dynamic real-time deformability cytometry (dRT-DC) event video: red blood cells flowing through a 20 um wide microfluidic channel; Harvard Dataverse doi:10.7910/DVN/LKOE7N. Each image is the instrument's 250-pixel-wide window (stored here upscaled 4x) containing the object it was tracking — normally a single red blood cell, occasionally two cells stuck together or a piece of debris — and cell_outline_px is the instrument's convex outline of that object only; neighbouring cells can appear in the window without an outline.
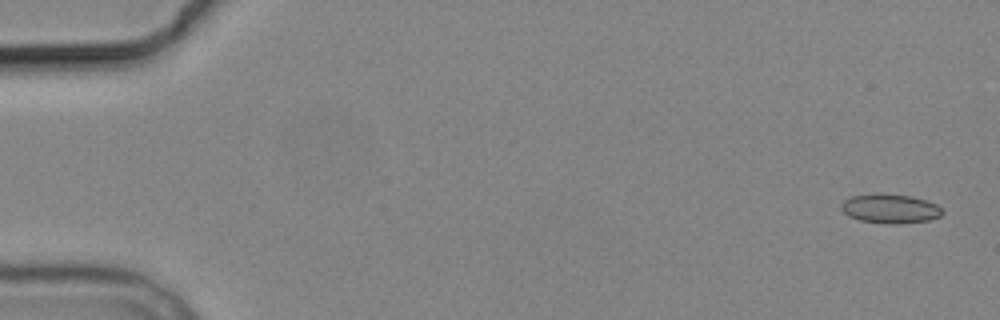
{"species": "common noctule bat (a hibernating species)", "species_latin": "Nyctalus noctula", "temperature_condition": "cold", "stored_images_in_passage": 7, "camera_frame_rate_fps": 3000, "um_per_image_px": 0.085, "animal": {"sex": "male", "body_mass_g": 19.2, "forearm_length_mm": 51.8}, "frame": {"image": 1, "passage_image": 1, "time_ms": 0.0, "image_size_px": [1000, 320], "cell_outline_px": [[944, 212], [940, 216], [928, 220], [900, 224], [888, 224], [860, 220], [848, 216], [840, 208], [840, 204], [844, 200], [852, 196], [912, 196], [936, 204]], "centroid_in_image_um": [75.67, 17.78], "position_along_channel_um": 9.3, "area_um2": 16.53}}
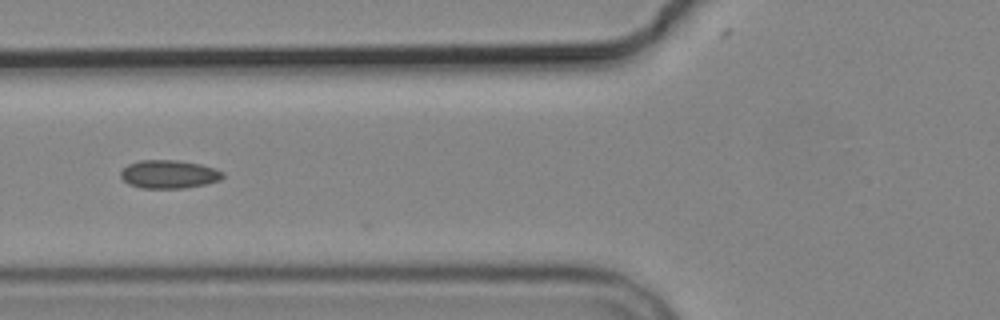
{"frame": {"image": 2, "passage_image": 6, "time_ms": 6.667, "image_size_px": [1000, 320], "cell_outline_px": [[224, 176], [220, 180], [204, 184], [184, 188], [140, 188], [128, 184], [120, 176], [120, 172], [128, 164], [140, 160], [176, 160], [200, 164], [216, 168], [224, 172]], "centroid_in_image_um": [14.36, 14.81], "position_along_channel_um": 111.4, "area_um2": 16.88}}
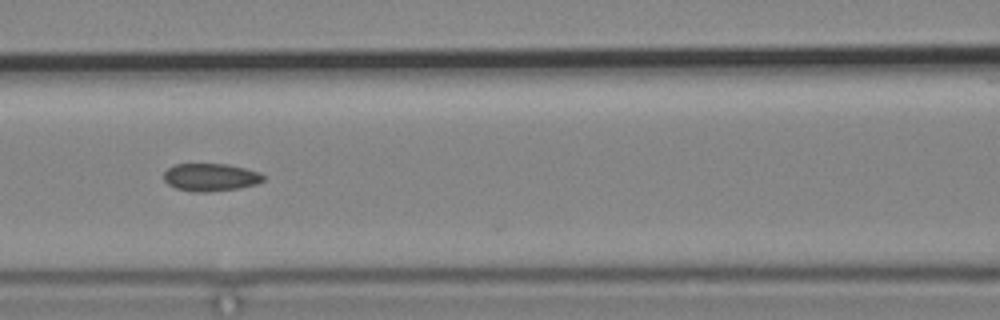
{"frame": {"image": 3, "passage_image": 7, "time_ms": 7.667, "image_size_px": [1000, 320], "cell_outline_px": [[264, 180], [256, 184], [240, 188], [204, 192], [192, 192], [176, 188], [168, 184], [164, 180], [164, 172], [168, 168], [176, 164], [228, 164], [260, 172], [264, 176]], "centroid_in_image_um": [17.9, 15.07], "position_along_channel_um": 148.7, "area_um2": 16.07}}